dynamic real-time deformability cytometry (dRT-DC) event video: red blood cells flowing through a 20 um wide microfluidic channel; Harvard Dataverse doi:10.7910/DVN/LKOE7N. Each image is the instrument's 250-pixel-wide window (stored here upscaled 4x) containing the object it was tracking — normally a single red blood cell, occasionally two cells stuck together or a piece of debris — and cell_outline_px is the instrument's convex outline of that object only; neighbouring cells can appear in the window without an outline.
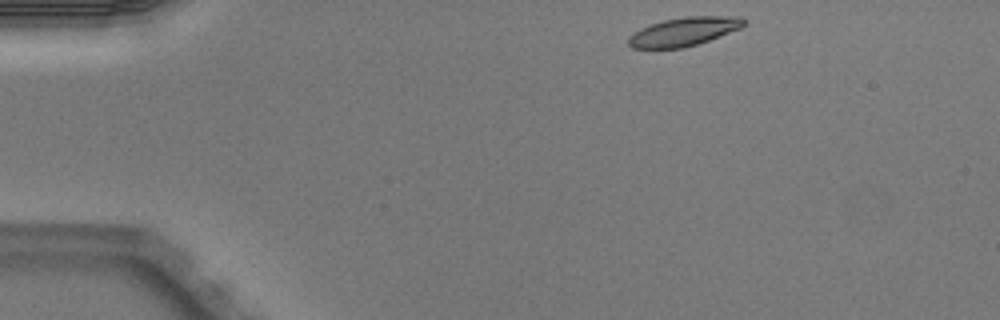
{"species": "Egyptian fruit bat (a non-hibernating species)", "species_latin": "Rousettus aegyptiacus", "temperature_condition": "warm", "stored_images_in_passage": 5, "camera_frame_rate_fps": 3000, "um_per_image_px": 0.085, "animal": {"sex": "male"}, "frame": {"image": 1, "passage_image": 1, "time_ms": 0.0, "image_size_px": [1000, 320], "cell_outline_px": [[748, 24], [740, 28], [708, 40], [684, 48], [632, 48], [628, 44], [628, 36], [640, 28], [664, 20], [684, 16], [740, 16], [748, 20]], "centroid_in_image_um": [58.16, 2.67], "position_along_channel_um": 26.8, "area_um2": 19.31}}
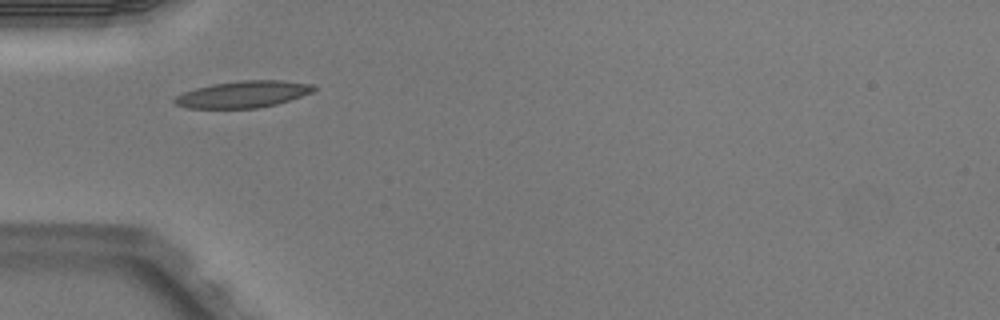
{"frame": {"image": 2, "passage_image": 3, "time_ms": 0.667, "image_size_px": [1000, 320], "cell_outline_px": [[316, 88], [312, 92], [276, 104], [256, 108], [188, 108], [176, 104], [172, 100], [176, 96], [184, 92], [196, 88], [212, 84], [240, 80], [280, 80], [316, 84]], "centroid_in_image_um": [20.67, 8.0], "position_along_channel_um": 64.3, "area_um2": 21.56}}
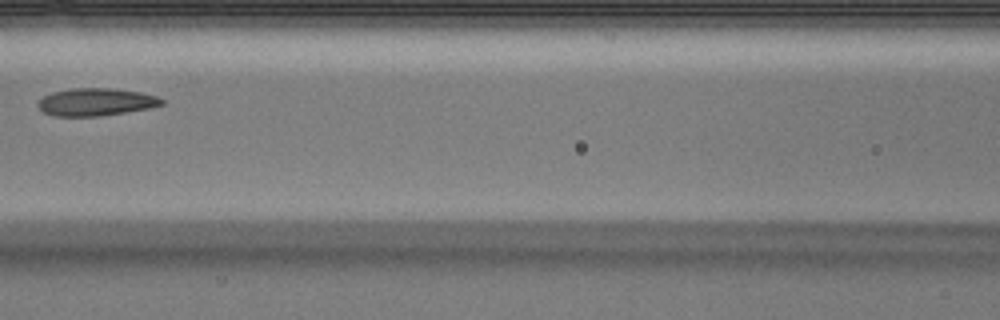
{"frame": {"image": 3, "passage_image": 5, "time_ms": 1.333, "image_size_px": [1000, 320], "cell_outline_px": [[164, 104], [148, 108], [100, 116], [56, 116], [44, 112], [36, 104], [44, 96], [52, 92], [72, 88], [112, 88], [140, 92], [156, 96], [164, 100]], "centroid_in_image_um": [8.15, 8.66], "position_along_channel_um": 158.5, "area_um2": 19.71}}